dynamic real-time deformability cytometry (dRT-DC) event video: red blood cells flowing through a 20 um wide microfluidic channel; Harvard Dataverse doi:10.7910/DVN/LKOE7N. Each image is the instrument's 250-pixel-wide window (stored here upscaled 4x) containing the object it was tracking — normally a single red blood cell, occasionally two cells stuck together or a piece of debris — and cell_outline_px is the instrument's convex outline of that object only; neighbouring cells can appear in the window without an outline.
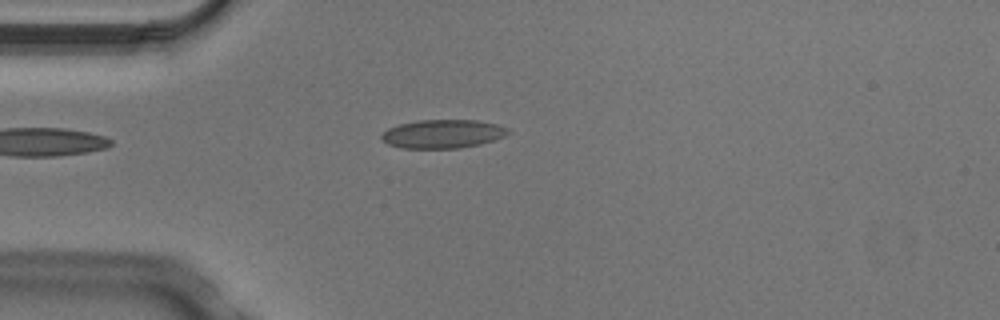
{"species": "Egyptian fruit bat (a non-hibernating species)", "species_latin": "Rousettus aegyptiacus", "temperature_condition": "cold", "stored_images_in_passage": 4, "camera_frame_rate_fps": 3000, "um_per_image_px": 0.085, "animal": {"sex": "male"}, "frame": {"image": 1, "passage_image": 4, "time_ms": 1.0, "image_size_px": [1000, 320], "cell_outline_px": [[512, 132], [504, 136], [480, 144], [460, 148], [400, 148], [388, 144], [380, 140], [380, 136], [388, 128], [400, 124], [420, 120], [476, 120], [496, 124], [508, 128]], "centroid_in_image_um": [37.62, 11.38], "position_along_channel_um": 47.4, "area_um2": 21.1}}